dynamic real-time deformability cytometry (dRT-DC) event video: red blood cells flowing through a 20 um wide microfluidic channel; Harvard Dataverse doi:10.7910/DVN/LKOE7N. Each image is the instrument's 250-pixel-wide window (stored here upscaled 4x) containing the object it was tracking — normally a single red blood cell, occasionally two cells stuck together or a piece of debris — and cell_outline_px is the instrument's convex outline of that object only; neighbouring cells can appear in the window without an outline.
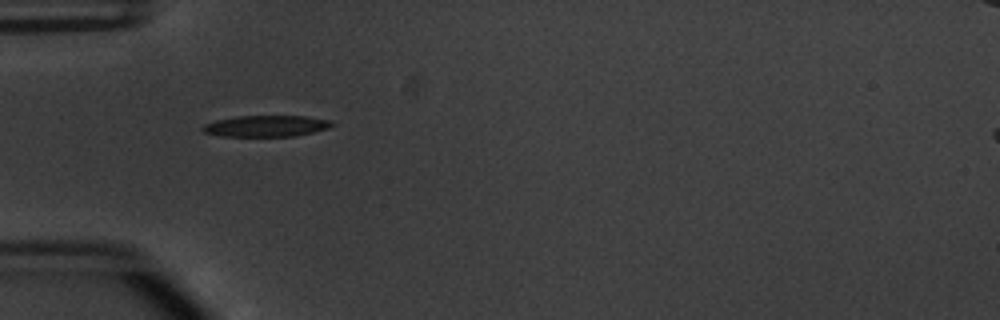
{"species": "common noctule bat (a hibernating species)", "species_latin": "Nyctalus noctula", "temperature_condition": "warm", "stored_images_in_passage": 31, "camera_frame_rate_fps": 3000, "um_per_image_px": 0.085, "animal": {"sex": "male", "body_mass_g": 20.1, "forearm_length_mm": 53.5}, "frame": {"image": 1, "passage_image": 1, "time_ms": 0.0, "image_size_px": [1000, 320], "cell_outline_px": [[336, 124], [328, 128], [296, 136], [220, 136], [204, 132], [200, 128], [204, 124], [216, 120], [236, 116], [304, 116], [332, 120]], "centroid_in_image_um": [22.63, 10.71], "position_along_channel_um": 62.4, "area_um2": 16.07}}
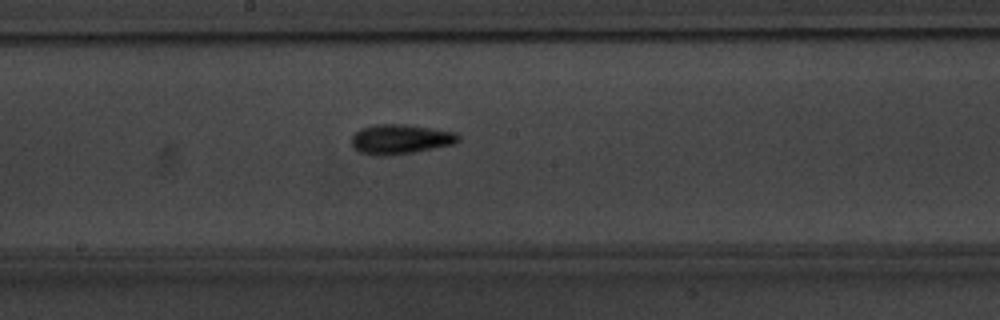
{"frame": {"image": 2, "passage_image": 13, "time_ms": 4.0, "image_size_px": [1000, 320], "cell_outline_px": [[460, 140], [456, 144], [412, 152], [384, 156], [376, 156], [360, 152], [352, 144], [352, 136], [360, 128], [376, 124], [404, 124], [432, 128], [456, 132], [460, 136]], "centroid_in_image_um": [34.06, 11.82], "position_along_channel_um": 214.1, "area_um2": 18.5}}
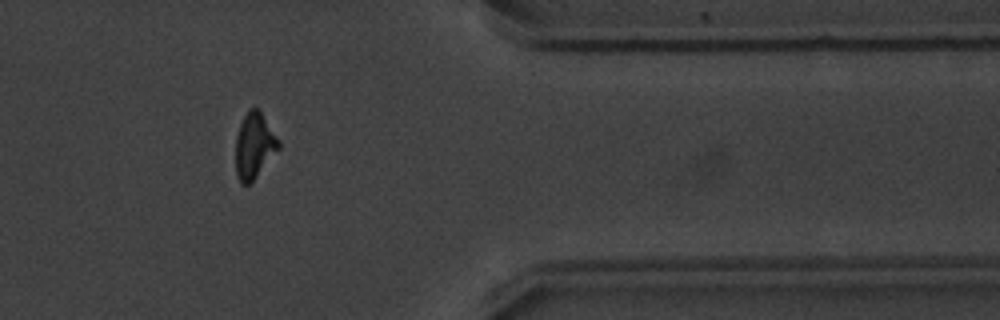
{"frame": {"image": 3, "passage_image": 28, "time_ms": 9.0, "image_size_px": [1000, 320], "cell_outline_px": [[280, 148], [256, 176], [248, 184], [240, 184], [236, 172], [236, 136], [240, 124], [248, 108], [256, 108], [260, 112], [280, 140]], "centroid_in_image_um": [21.61, 12.38], "position_along_channel_um": 389.8, "area_um2": 16.18}, "authors_computed_cell_mechanics": {"area_um2": 16.6464, "velocity_mm_per_s": 3.842, "shape_relaxation_time_tau1_ms": 2.8488, "shape_relaxation_time_tau2_ms": 3.9964, "deformation_change_tau1": 0.1595, "deformation_change_tau2": 0.1347}}